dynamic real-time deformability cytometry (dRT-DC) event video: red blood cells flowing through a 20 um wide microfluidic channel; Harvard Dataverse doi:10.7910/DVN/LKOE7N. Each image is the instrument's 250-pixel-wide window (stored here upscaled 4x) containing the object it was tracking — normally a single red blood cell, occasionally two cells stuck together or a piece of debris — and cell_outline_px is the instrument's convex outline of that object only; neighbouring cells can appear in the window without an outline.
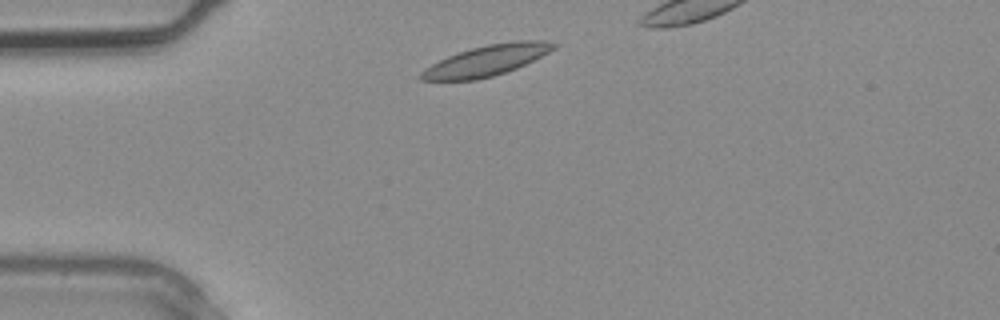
{"species": "common noctule bat (a hibernating species)", "species_latin": "Nyctalus noctula", "temperature_condition": "warm", "stored_images_in_passage": 3, "camera_frame_rate_fps": 3000, "um_per_image_px": 0.085, "animal": {"sex": "male", "body_mass_g": 20.4}, "frame": {"image": 1, "passage_image": 1, "time_ms": 0.0, "image_size_px": [1000, 320], "cell_outline_px": [[560, 44], [556, 48], [516, 68], [492, 76], [476, 80], [420, 80], [416, 76], [424, 68], [448, 56], [472, 48], [488, 44], [516, 40], [544, 40]], "centroid_in_image_um": [41.35, 5.14], "position_along_channel_um": 43.7, "area_um2": 23.52}}